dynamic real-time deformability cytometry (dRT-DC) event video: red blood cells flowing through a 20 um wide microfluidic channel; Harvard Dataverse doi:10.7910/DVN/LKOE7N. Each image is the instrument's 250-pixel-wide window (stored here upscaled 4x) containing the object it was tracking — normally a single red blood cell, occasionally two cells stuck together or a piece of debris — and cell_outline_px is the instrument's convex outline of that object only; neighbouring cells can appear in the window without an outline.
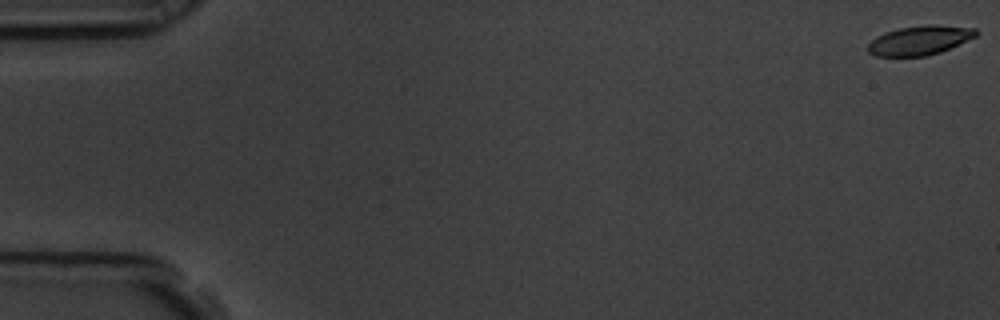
{"species": "common noctule bat (a hibernating species)", "species_latin": "Nyctalus noctula", "temperature_condition": "room temperature", "stored_images_in_passage": 59, "camera_frame_rate_fps": 3000, "um_per_image_px": 0.085, "animal": {"sex": "male", "body_mass_g": 19.5, "forearm_length_mm": 54.6}, "frame": {"image": 1, "passage_image": 1, "time_ms": 0.0, "image_size_px": [1000, 320], "cell_outline_px": [[980, 32], [976, 36], [940, 52], [924, 56], [876, 56], [868, 52], [868, 44], [876, 36], [884, 32], [900, 28], [924, 24], [936, 24], [976, 28]], "centroid_in_image_um": [78.18, 3.41], "position_along_channel_um": 6.8, "area_um2": 18.5}}
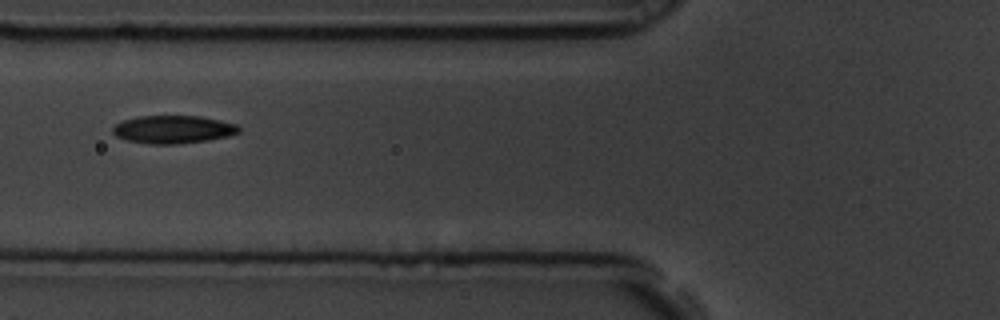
{"frame": {"image": 2, "passage_image": 23, "time_ms": 7.333, "image_size_px": [1000, 320], "cell_outline_px": [[240, 132], [228, 136], [208, 140], [176, 144], [148, 144], [128, 140], [116, 136], [112, 132], [112, 128], [116, 124], [124, 120], [136, 116], [200, 116], [220, 120], [236, 124], [240, 128]], "centroid_in_image_um": [14.72, 11.0], "position_along_channel_um": 111.1, "area_um2": 20.52}}
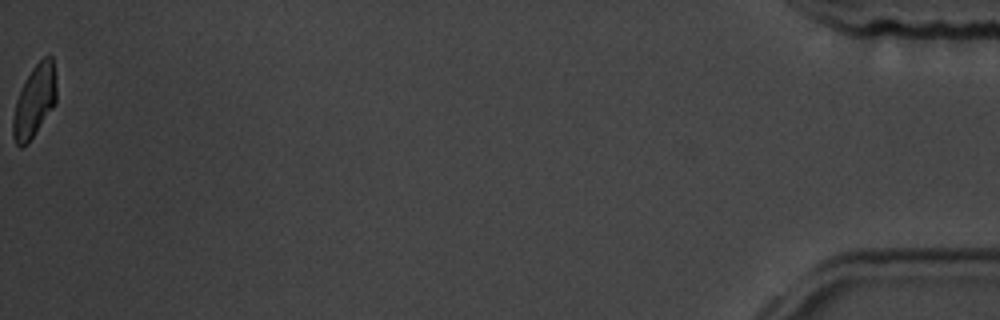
{"frame": {"image": 3, "passage_image": 59, "time_ms": 19.333, "image_size_px": [1000, 320], "cell_outline_px": [[56, 104], [28, 144], [20, 148], [16, 144], [12, 136], [12, 116], [16, 100], [24, 80], [32, 68], [44, 56], [52, 56], [56, 84]], "centroid_in_image_um": [2.91, 8.63], "position_along_channel_um": 432.3, "area_um2": 18.55}, "authors_computed_cell_mechanics": {"area_um2": 19.7676, "velocity_mm_per_s": 3.5232, "shape_relaxation_time_tau1_ms": 3.2454, "shape_relaxation_time_tau2_ms": 3.1242, "deformation_change_tau1": 0.1342, "deformation_change_tau2": 0.0893}}